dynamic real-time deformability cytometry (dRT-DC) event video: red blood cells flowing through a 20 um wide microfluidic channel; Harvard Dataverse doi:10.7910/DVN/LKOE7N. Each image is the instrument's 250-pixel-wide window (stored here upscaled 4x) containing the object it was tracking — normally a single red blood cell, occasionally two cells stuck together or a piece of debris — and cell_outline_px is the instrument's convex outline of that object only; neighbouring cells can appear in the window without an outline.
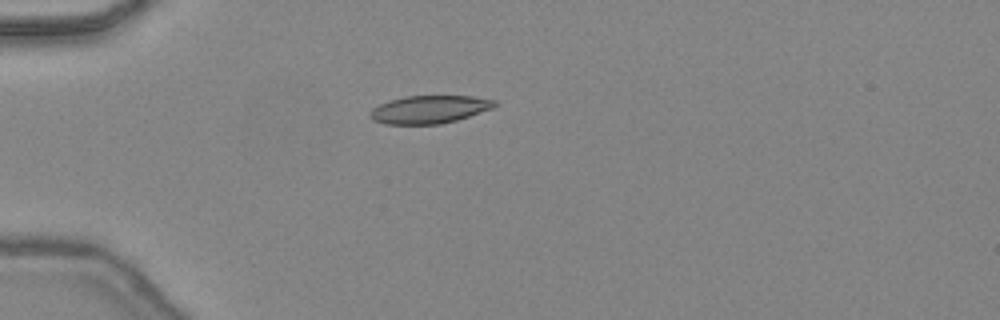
{"species": "common noctule bat (a hibernating species)", "species_latin": "Nyctalus noctula", "temperature_condition": "warm", "stored_images_in_passage": 34, "camera_frame_rate_fps": 3000, "um_per_image_px": 0.085, "animal": {"sex": "female", "body_mass_g": 24.6, "forearm_length_mm": 56.2}, "frame": {"image": 1, "passage_image": 1, "time_ms": 0.0, "image_size_px": [1000, 320], "cell_outline_px": [[496, 104], [492, 108], [456, 120], [440, 124], [384, 124], [372, 120], [368, 116], [368, 112], [372, 108], [380, 104], [404, 96], [472, 96], [496, 100]], "centroid_in_image_um": [36.44, 9.3], "position_along_channel_um": 48.6, "area_um2": 20.17}}
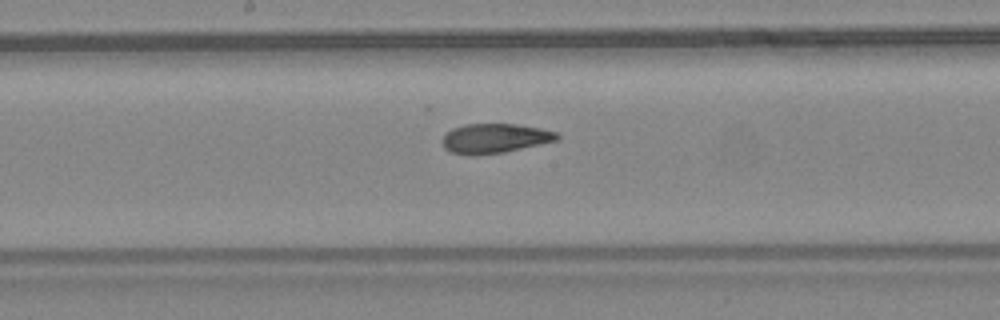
{"frame": {"image": 2, "passage_image": 13, "time_ms": 4.0, "image_size_px": [1000, 320], "cell_outline_px": [[560, 140], [504, 152], [476, 156], [472, 156], [448, 152], [444, 148], [440, 140], [452, 128], [464, 124], [516, 124], [540, 128], [556, 132], [560, 136]], "centroid_in_image_um": [42.03, 11.77], "position_along_channel_um": 206.2, "area_um2": 20.06}}
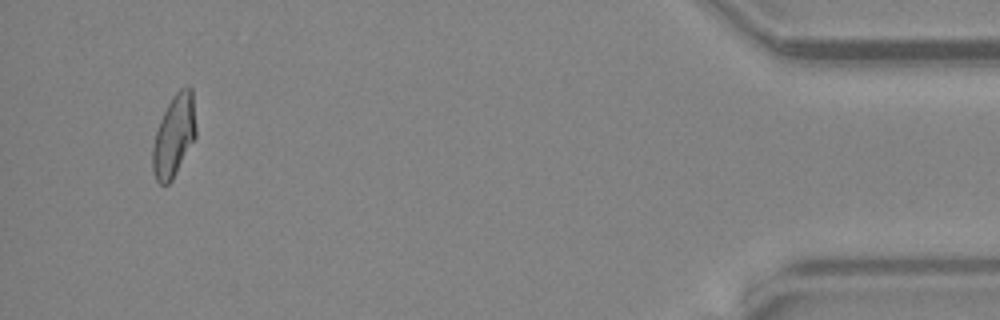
{"frame": {"image": 3, "passage_image": 32, "time_ms": 10.333, "image_size_px": [1000, 320], "cell_outline_px": [[196, 136], [172, 180], [168, 184], [160, 184], [156, 180], [152, 172], [152, 148], [156, 132], [160, 120], [172, 96], [180, 88], [188, 84], [192, 88], [196, 128]], "centroid_in_image_um": [14.79, 11.52], "position_along_channel_um": 420.4, "area_um2": 20.69}, "authors_computed_cell_mechanics": {"area_um2": 20.4612, "velocity_mm_per_s": 4.4868, "shape_relaxation_time_tau1_ms": 6.1978, "shape_relaxation_time_tau2_ms": 2.0521, "deformation_change_tau1": 0.1778, "deformation_change_tau2": 0.0773}}